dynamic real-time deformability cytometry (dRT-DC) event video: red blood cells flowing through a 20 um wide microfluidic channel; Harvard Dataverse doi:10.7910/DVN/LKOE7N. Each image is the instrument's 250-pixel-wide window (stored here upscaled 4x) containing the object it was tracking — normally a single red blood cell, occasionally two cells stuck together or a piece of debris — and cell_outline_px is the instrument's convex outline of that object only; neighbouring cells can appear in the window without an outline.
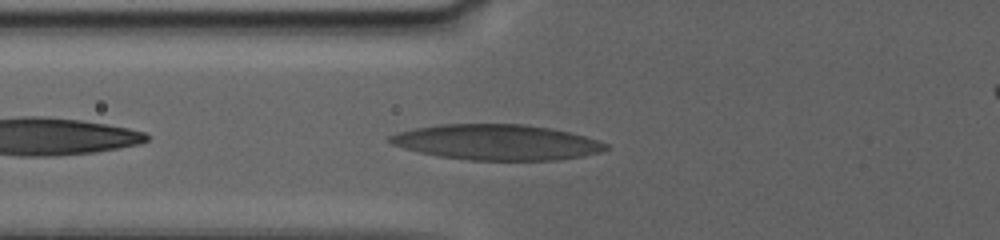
{"species": "human", "species_latin": "Homo sapiens", "temperature_condition": "warm", "stored_images_in_passage": 11, "camera_frame_rate_fps": 3000, "um_per_image_px": 0.085, "donor": {"sex": "female"}, "frame": {"image": 1, "passage_image": 3, "time_ms": 1.333, "image_size_px": [1000, 240], "cell_outline_px": [[608, 148], [600, 152], [584, 156], [560, 160], [468, 160], [440, 156], [420, 152], [404, 148], [392, 144], [388, 140], [388, 136], [396, 132], [416, 128], [440, 124], [524, 124], [552, 128], [584, 136], [608, 144]], "centroid_in_image_um": [42.22, 12.09], "position_along_channel_um": 83.6, "area_um2": 44.62}}
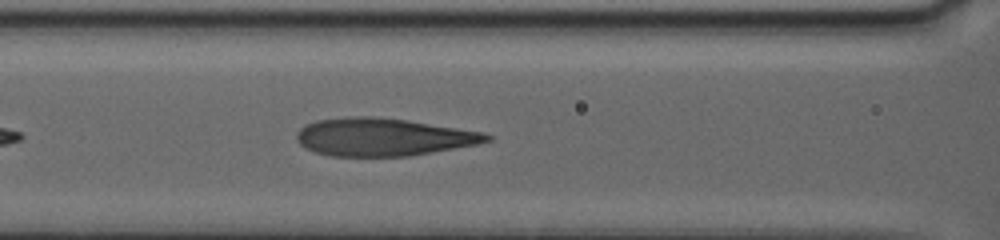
{"frame": {"image": 2, "passage_image": 6, "time_ms": 3.0, "image_size_px": [1000, 240], "cell_outline_px": [[492, 140], [476, 144], [432, 152], [408, 156], [328, 156], [304, 148], [296, 140], [296, 132], [304, 124], [316, 120], [348, 116], [372, 116], [408, 120], [484, 132], [492, 136]], "centroid_in_image_um": [32.52, 11.64], "position_along_channel_um": 134.1, "area_um2": 42.02}}
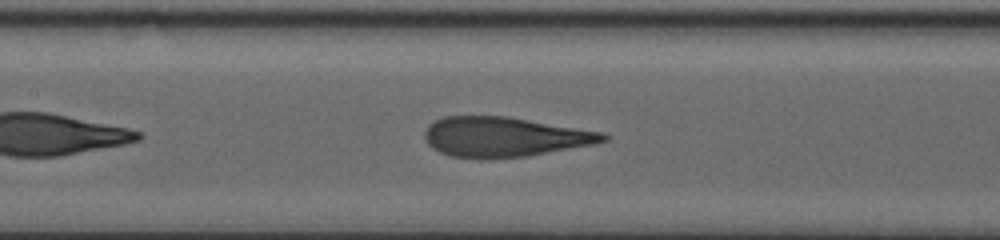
{"frame": {"image": 3, "passage_image": 10, "time_ms": 4.0, "image_size_px": [1000, 240], "cell_outline_px": [[608, 140], [592, 144], [528, 156], [448, 156], [432, 148], [428, 144], [424, 136], [424, 132], [428, 124], [444, 116], [508, 116], [604, 132], [608, 136]], "centroid_in_image_um": [42.87, 11.59], "position_along_channel_um": 164.5, "area_um2": 40.69}}